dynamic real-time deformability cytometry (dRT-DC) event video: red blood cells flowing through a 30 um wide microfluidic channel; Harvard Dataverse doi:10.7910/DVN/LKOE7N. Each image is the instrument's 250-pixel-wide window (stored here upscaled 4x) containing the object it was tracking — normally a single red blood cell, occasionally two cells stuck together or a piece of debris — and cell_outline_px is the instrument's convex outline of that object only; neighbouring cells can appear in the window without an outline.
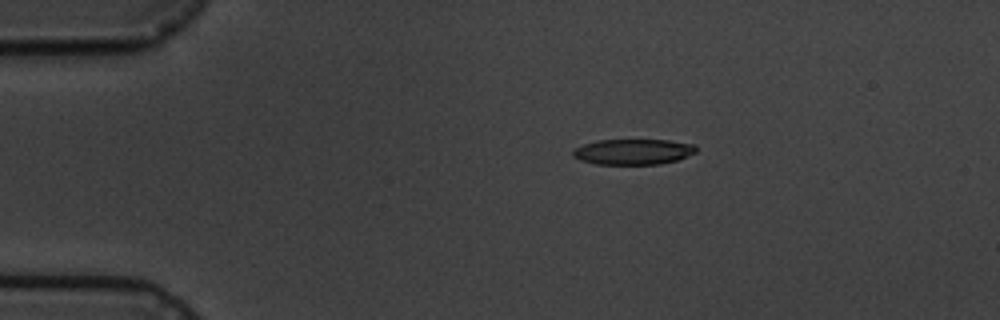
{"species": "common noctule bat (a hibernating species)", "species_latin": "Nyctalus noctula", "temperature_condition": "cold", "stored_images_in_passage": 3, "camera_frame_rate_fps": 3000, "um_per_image_px": 0.085, "animal": {"sex": "male", "body_mass_g": 19.5, "forearm_length_mm": 54.6}, "frame": {"image": 1, "passage_image": 1, "time_ms": 0.0, "image_size_px": [1000, 320], "cell_outline_px": [[696, 152], [676, 160], [660, 164], [596, 164], [580, 160], [572, 156], [572, 148], [596, 140], [668, 140], [696, 144]], "centroid_in_image_um": [53.78, 12.89], "position_along_channel_um": 31.2, "area_um2": 18.44}}
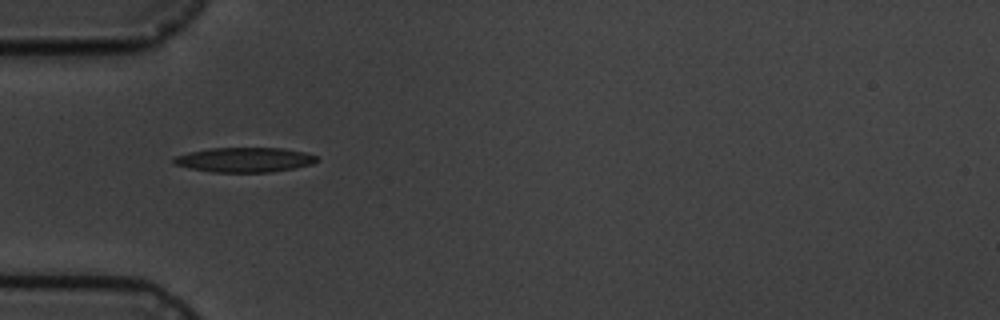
{"frame": {"image": 2, "passage_image": 3, "time_ms": 2.333, "image_size_px": [1000, 320], "cell_outline_px": [[320, 160], [312, 164], [272, 172], [212, 172], [188, 168], [172, 164], [172, 160], [176, 156], [188, 152], [208, 148], [284, 148], [304, 152], [316, 156]], "centroid_in_image_um": [20.75, 13.58], "position_along_channel_um": 64.2, "area_um2": 20.69}}